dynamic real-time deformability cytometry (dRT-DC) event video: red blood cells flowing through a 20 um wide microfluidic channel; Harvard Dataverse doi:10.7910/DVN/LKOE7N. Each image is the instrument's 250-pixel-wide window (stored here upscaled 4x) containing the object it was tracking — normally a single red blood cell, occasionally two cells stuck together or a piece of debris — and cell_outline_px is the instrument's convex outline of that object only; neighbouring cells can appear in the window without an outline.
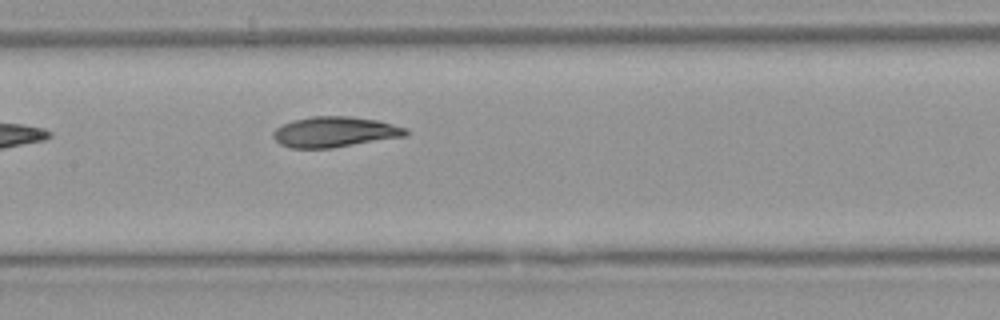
{"species": "Egyptian fruit bat (a non-hibernating species)", "species_latin": "Rousettus aegyptiacus", "temperature_condition": "warm", "stored_images_in_passage": 5, "camera_frame_rate_fps": 3000, "um_per_image_px": 0.085, "animal": {"sex": "female"}, "frame": {"image": 1, "passage_image": 5, "time_ms": 5.667, "image_size_px": [1000, 320], "cell_outline_px": [[408, 136], [332, 148], [288, 148], [280, 144], [272, 136], [272, 132], [276, 128], [292, 120], [312, 116], [352, 116], [376, 120], [408, 128]], "centroid_in_image_um": [28.46, 11.22], "position_along_channel_um": 178.9, "area_um2": 23.76}}